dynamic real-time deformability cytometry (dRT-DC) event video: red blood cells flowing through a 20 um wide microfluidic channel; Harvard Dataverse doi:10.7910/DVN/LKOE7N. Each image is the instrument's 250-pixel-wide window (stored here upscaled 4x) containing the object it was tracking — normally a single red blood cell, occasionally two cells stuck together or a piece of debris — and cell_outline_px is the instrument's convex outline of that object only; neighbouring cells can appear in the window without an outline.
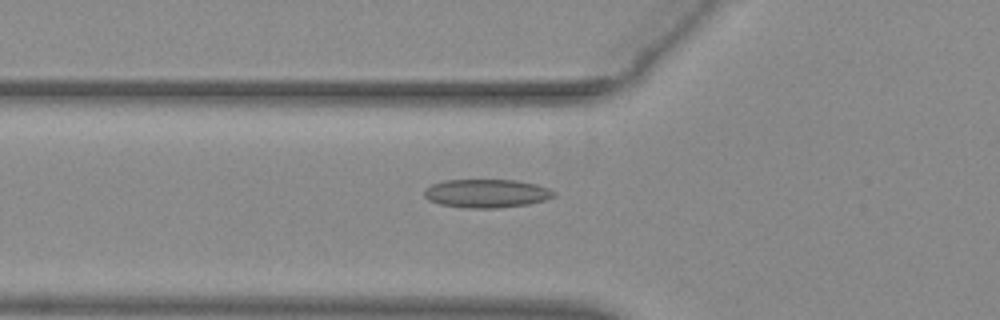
{"species": "common noctule bat (a hibernating species)", "species_latin": "Nyctalus noctula", "temperature_condition": "warm", "stored_images_in_passage": 47, "camera_frame_rate_fps": 3000, "um_per_image_px": 0.085, "animal": {"sex": "female", "body_mass_g": 29.2, "forearm_length_mm": 56.3}, "frame": {"image": 1, "passage_image": 13, "time_ms": 4.0, "image_size_px": [1000, 320], "cell_outline_px": [[556, 196], [548, 200], [528, 204], [496, 208], [464, 208], [440, 204], [428, 200], [424, 196], [424, 188], [432, 184], [444, 180], [516, 180], [536, 184], [548, 188], [556, 192]], "centroid_in_image_um": [41.37, 16.44], "position_along_channel_um": 84.4, "area_um2": 21.73}}
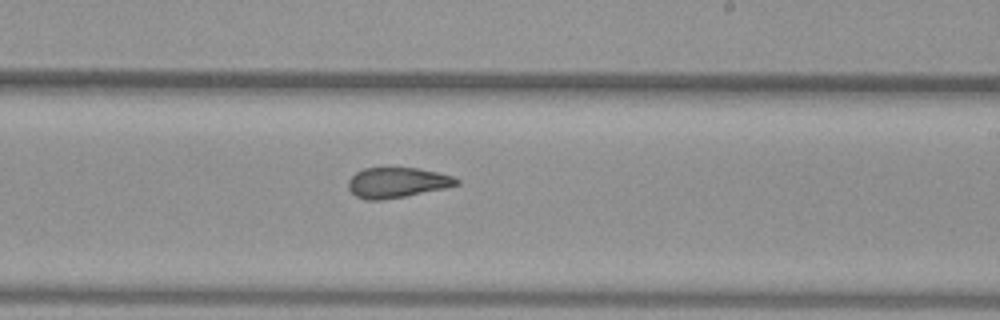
{"frame": {"image": 2, "passage_image": 26, "time_ms": 8.333, "image_size_px": [1000, 320], "cell_outline_px": [[460, 184], [444, 188], [404, 196], [380, 200], [364, 200], [356, 196], [348, 188], [348, 180], [356, 172], [364, 168], [420, 168], [452, 176], [460, 180]], "centroid_in_image_um": [33.73, 15.51], "position_along_channel_um": 255.3, "area_um2": 18.96}}
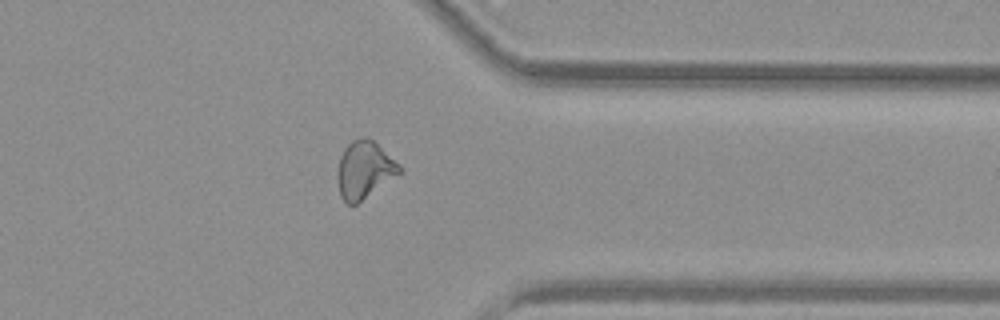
{"frame": {"image": 3, "passage_image": 36, "time_ms": 11.667, "image_size_px": [1000, 320], "cell_outline_px": [[404, 172], [356, 204], [348, 204], [340, 196], [336, 180], [336, 172], [340, 156], [344, 148], [352, 140], [364, 136], [372, 140], [400, 164], [404, 168]], "centroid_in_image_um": [30.98, 14.44], "position_along_channel_um": 380.4, "area_um2": 21.04}, "authors_computed_cell_mechanics": {"area_um2": 20.4612, "velocity_mm_per_s": 3.9322, "shape_relaxation_time_tau1_ms": null, "shape_relaxation_time_tau2_ms": 1.816, "deformation_change_tau1": null, "deformation_change_tau2": 0.088}}